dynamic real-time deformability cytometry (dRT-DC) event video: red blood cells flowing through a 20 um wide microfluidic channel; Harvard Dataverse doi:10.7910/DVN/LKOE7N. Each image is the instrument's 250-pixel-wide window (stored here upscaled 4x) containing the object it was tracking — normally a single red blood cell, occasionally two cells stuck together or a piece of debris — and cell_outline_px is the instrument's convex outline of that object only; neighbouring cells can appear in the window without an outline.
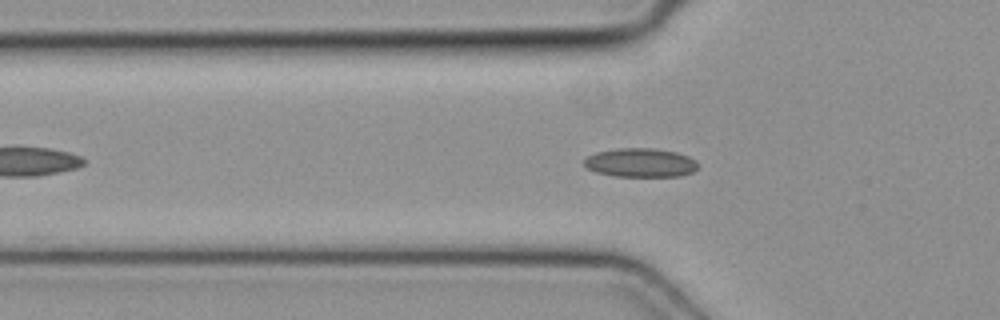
{"species": "common noctule bat (a hibernating species)", "species_latin": "Nyctalus noctula", "temperature_condition": "cold", "stored_images_in_passage": 7, "camera_frame_rate_fps": 3000, "um_per_image_px": 0.085, "animal": {"sex": "female", "body_mass_g": 19.3, "forearm_length_mm": 54.1}, "frame": {"image": 1, "passage_image": 6, "time_ms": 1.667, "image_size_px": [1000, 320], "cell_outline_px": [[696, 168], [692, 172], [680, 176], [612, 176], [596, 172], [588, 168], [584, 164], [584, 160], [588, 156], [596, 152], [620, 148], [652, 148], [676, 152], [688, 156], [696, 160]], "centroid_in_image_um": [54.43, 13.83], "position_along_channel_um": 71.4, "area_um2": 19.02}}
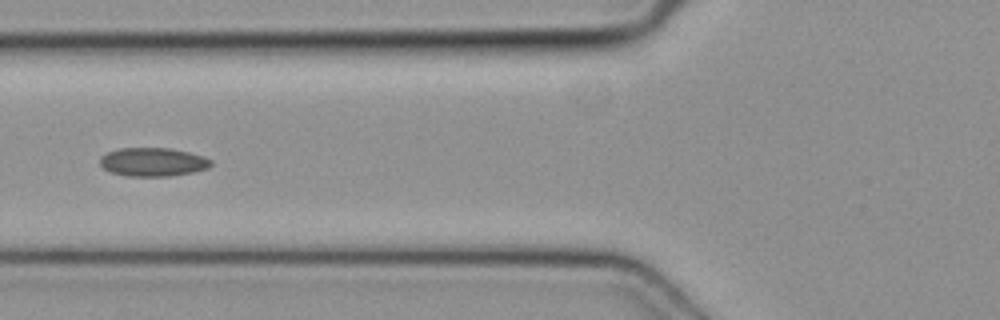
{"frame": {"image": 2, "passage_image": 7, "time_ms": 2.0, "image_size_px": [1000, 320], "cell_outline_px": [[212, 164], [208, 168], [192, 172], [168, 176], [128, 176], [112, 172], [104, 168], [100, 164], [100, 156], [108, 152], [120, 148], [168, 148], [188, 152], [204, 156], [212, 160]], "centroid_in_image_um": [13.0, 13.76], "position_along_channel_um": 112.8, "area_um2": 18.38}}